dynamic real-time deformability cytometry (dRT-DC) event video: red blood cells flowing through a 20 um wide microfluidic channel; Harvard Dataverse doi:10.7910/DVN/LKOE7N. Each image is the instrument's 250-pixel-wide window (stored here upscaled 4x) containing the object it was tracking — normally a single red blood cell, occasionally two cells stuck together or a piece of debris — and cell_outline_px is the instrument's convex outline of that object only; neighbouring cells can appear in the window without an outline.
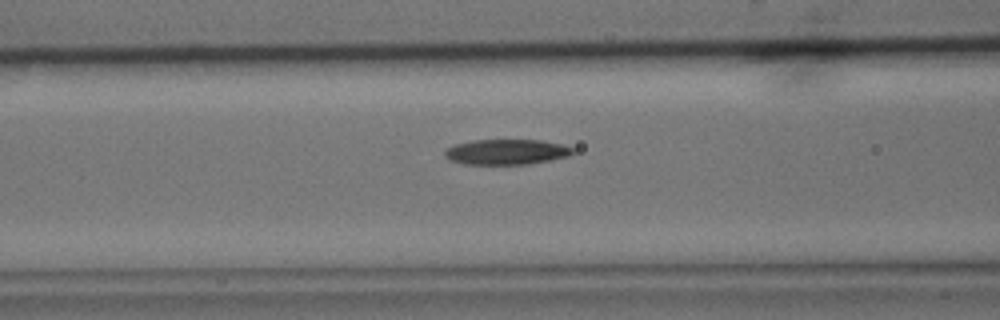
{"species": "common noctule bat (a hibernating species)", "species_latin": "Nyctalus noctula", "temperature_condition": "cold", "stored_images_in_passage": 42, "camera_frame_rate_fps": 3000, "um_per_image_px": 0.085, "animal": {"sex": "male", "body_mass_g": 15.6}, "frame": {"image": 1, "passage_image": 11, "time_ms": 3.333, "image_size_px": [1000, 320], "cell_outline_px": [[576, 152], [568, 156], [528, 164], [464, 164], [452, 160], [444, 156], [444, 152], [452, 144], [472, 140], [540, 140], [560, 144], [576, 148]], "centroid_in_image_um": [43.05, 12.9], "position_along_channel_um": 123.5, "area_um2": 18.9}}
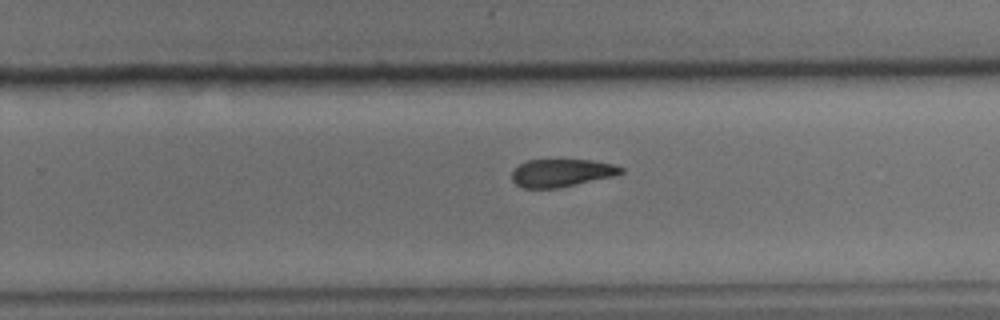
{"frame": {"image": 2, "passage_image": 24, "time_ms": 7.667, "image_size_px": [1000, 320], "cell_outline_px": [[624, 172], [616, 176], [556, 188], [524, 188], [516, 184], [512, 180], [512, 172], [520, 164], [528, 160], [592, 160], [612, 164], [624, 168]], "centroid_in_image_um": [47.76, 14.69], "position_along_channel_um": 282.0, "area_um2": 17.57}}
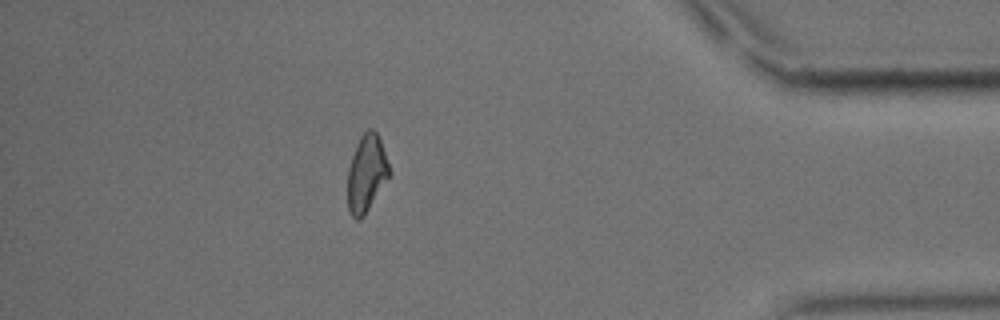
{"frame": {"image": 3, "passage_image": 37, "time_ms": 12.0, "image_size_px": [1000, 320], "cell_outline_px": [[392, 172], [364, 216], [360, 220], [356, 220], [352, 216], [348, 208], [348, 168], [356, 144], [360, 136], [368, 128], [372, 128], [376, 132], [380, 140]], "centroid_in_image_um": [31.16, 14.74], "position_along_channel_um": 404.0, "area_um2": 18.73}}